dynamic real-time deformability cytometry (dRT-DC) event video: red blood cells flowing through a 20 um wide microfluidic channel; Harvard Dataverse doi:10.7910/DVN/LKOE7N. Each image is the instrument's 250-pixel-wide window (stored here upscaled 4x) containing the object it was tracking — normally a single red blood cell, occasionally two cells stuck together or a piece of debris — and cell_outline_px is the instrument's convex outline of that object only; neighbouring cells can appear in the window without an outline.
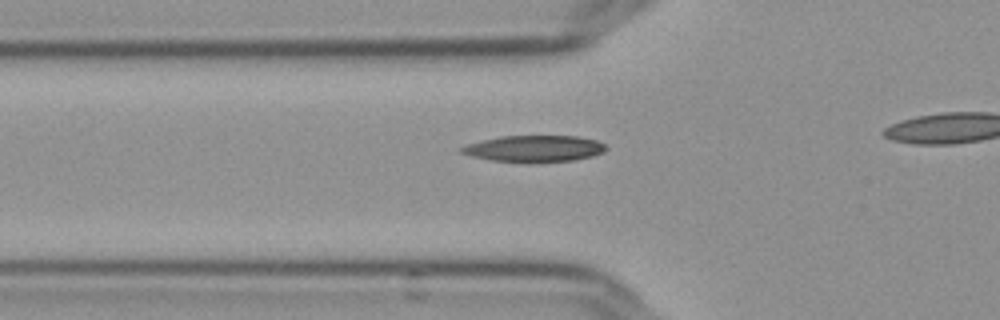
{"species": "Egyptian fruit bat (a non-hibernating species)", "species_latin": "Rousettus aegyptiacus", "temperature_condition": "cold", "stored_images_in_passage": 28, "camera_frame_rate_fps": 3000, "um_per_image_px": 0.085, "frame": {"image": 1, "passage_image": 2, "time_ms": 0.333, "image_size_px": [1000, 320], "cell_outline_px": [[608, 148], [604, 152], [592, 156], [572, 160], [492, 160], [472, 156], [460, 152], [460, 148], [468, 144], [500, 136], [576, 136], [596, 140], [604, 144]], "centroid_in_image_um": [45.45, 12.59], "position_along_channel_um": 80.4, "area_um2": 21.33}}
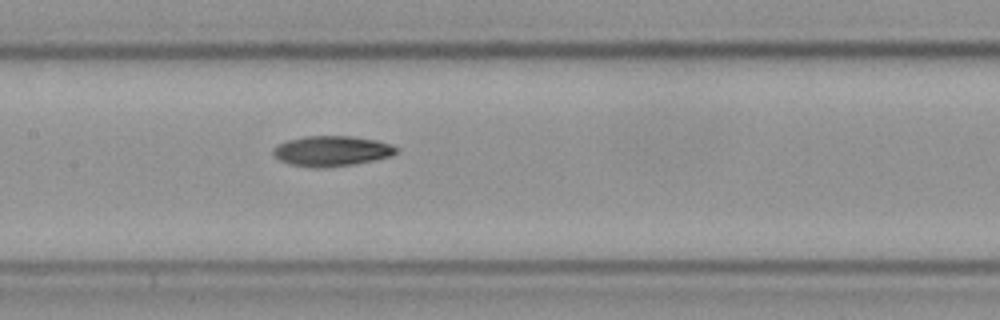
{"frame": {"image": 2, "passage_image": 10, "time_ms": 3.0, "image_size_px": [1000, 320], "cell_outline_px": [[400, 148], [392, 156], [356, 164], [324, 168], [308, 168], [288, 164], [280, 160], [272, 152], [272, 148], [276, 144], [288, 140], [304, 136], [352, 136], [376, 140], [392, 144]], "centroid_in_image_um": [28.19, 12.84], "position_along_channel_um": 179.2, "area_um2": 22.14}}
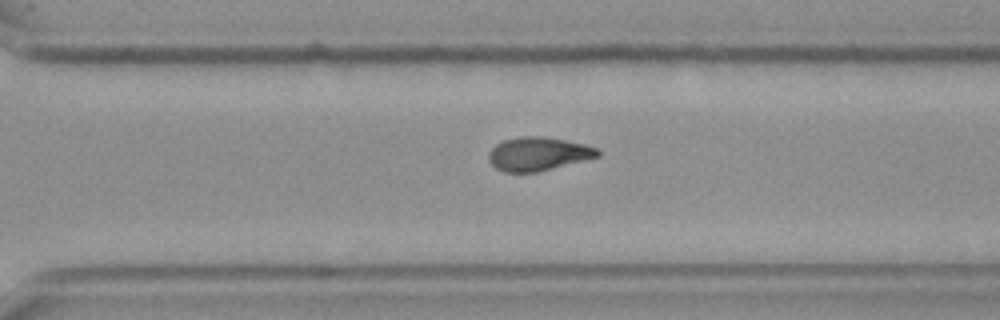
{"frame": {"image": 3, "passage_image": 22, "time_ms": 7.0, "image_size_px": [1000, 320], "cell_outline_px": [[600, 156], [536, 172], [504, 172], [496, 168], [488, 160], [488, 152], [496, 144], [504, 140], [520, 136], [544, 136], [584, 144], [596, 148], [600, 152]], "centroid_in_image_um": [45.71, 13.07], "position_along_channel_um": 324.9, "area_um2": 21.15}}